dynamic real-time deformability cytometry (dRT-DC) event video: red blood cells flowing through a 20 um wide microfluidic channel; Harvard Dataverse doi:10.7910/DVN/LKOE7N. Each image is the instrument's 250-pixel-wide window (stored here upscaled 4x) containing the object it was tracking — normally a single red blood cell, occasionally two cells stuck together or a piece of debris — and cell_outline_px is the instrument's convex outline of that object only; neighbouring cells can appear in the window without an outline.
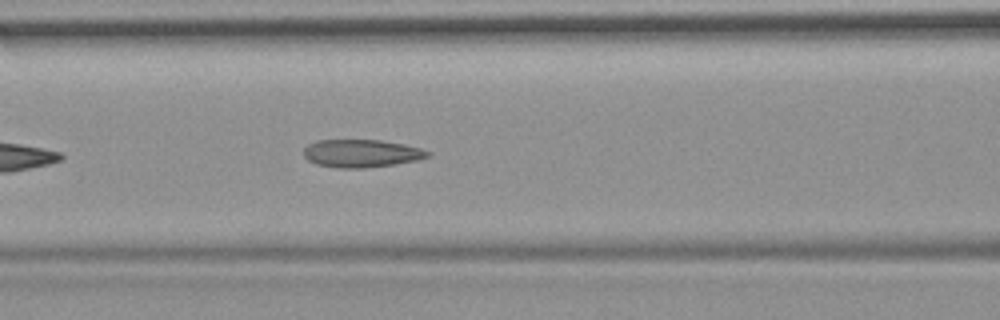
{"species": "common noctule bat (a hibernating species)", "species_latin": "Nyctalus noctula", "temperature_condition": "room temperature", "stored_images_in_passage": 36, "camera_frame_rate_fps": 3000, "um_per_image_px": 0.085, "animal": {"sex": "female", "body_mass_g": 19.9}, "frame": {"image": 1, "passage_image": 11, "time_ms": 3.333, "image_size_px": [1000, 320], "cell_outline_px": [[432, 156], [416, 160], [392, 164], [364, 168], [336, 168], [316, 164], [308, 160], [304, 156], [304, 148], [308, 144], [316, 140], [380, 140], [404, 144], [420, 148], [432, 152]], "centroid_in_image_um": [30.72, 13.03], "position_along_channel_um": 135.9, "area_um2": 20.17}, "authors_computed_cell_mechanics": {"area_um2": 20.23, "velocity_mm_per_s": 3.69, "shape_relaxation_time_tau1_ms": null, "shape_relaxation_time_tau2_ms": 2.0352, "deformation_change_tau1": null, "deformation_change_tau2": 0.1064}}